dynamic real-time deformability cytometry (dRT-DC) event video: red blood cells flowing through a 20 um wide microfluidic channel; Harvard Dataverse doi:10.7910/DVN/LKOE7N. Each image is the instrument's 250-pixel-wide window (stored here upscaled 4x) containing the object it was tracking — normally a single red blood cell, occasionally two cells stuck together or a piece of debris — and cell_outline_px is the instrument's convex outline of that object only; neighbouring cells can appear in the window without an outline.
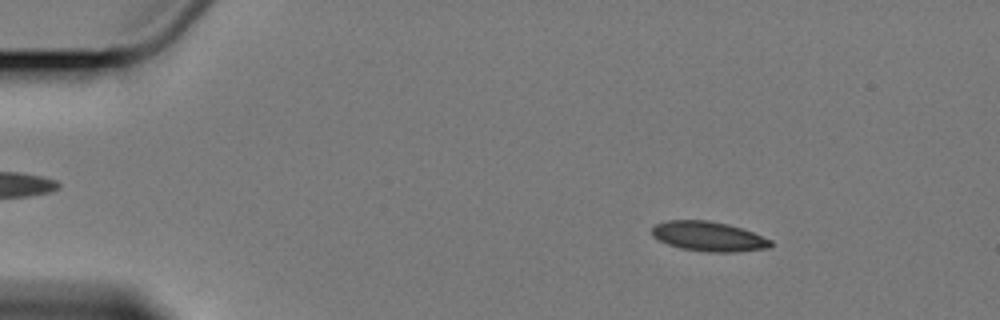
{"species": "Egyptian fruit bat (a non-hibernating species)", "species_latin": "Rousettus aegyptiacus", "temperature_condition": "cold", "stored_images_in_passage": 6, "camera_frame_rate_fps": 3000, "um_per_image_px": 0.085, "animal": {"sex": "female"}, "frame": {"image": 1, "passage_image": 2, "time_ms": 1.333, "image_size_px": [1000, 320], "cell_outline_px": [[772, 244], [768, 248], [736, 252], [708, 252], [680, 248], [668, 244], [652, 236], [652, 228], [656, 224], [668, 220], [708, 220], [728, 224], [752, 232], [772, 240]], "centroid_in_image_um": [60.22, 20.09], "position_along_channel_um": 24.8, "area_um2": 20.46}}
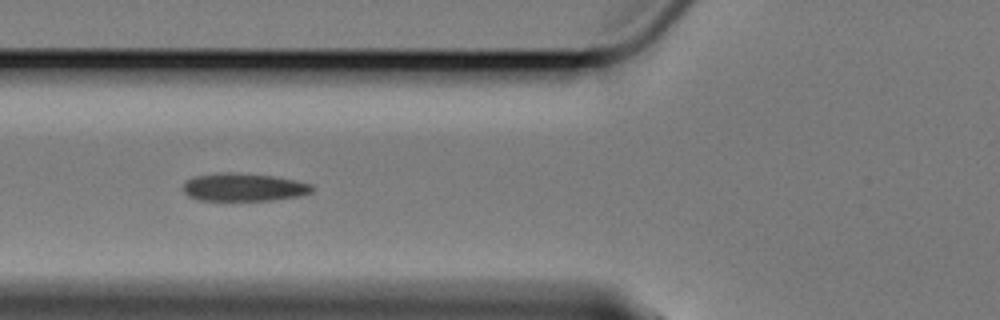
{"frame": {"image": 2, "passage_image": 5, "time_ms": 6.0, "image_size_px": [1000, 320], "cell_outline_px": [[312, 192], [300, 196], [272, 200], [196, 200], [188, 196], [184, 192], [184, 184], [188, 180], [196, 176], [216, 172], [232, 172], [276, 176], [296, 180], [312, 184]], "centroid_in_image_um": [20.73, 15.91], "position_along_channel_um": 105.1, "area_um2": 21.1}}
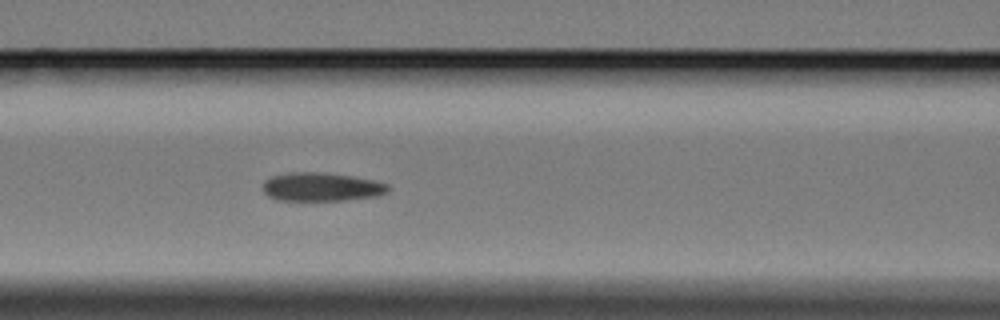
{"frame": {"image": 3, "passage_image": 6, "time_ms": 7.0, "image_size_px": [1000, 320], "cell_outline_px": [[388, 192], [376, 196], [344, 200], [276, 200], [268, 196], [264, 192], [264, 180], [272, 176], [288, 172], [320, 172], [352, 176], [372, 180], [388, 184]], "centroid_in_image_um": [27.29, 15.88], "position_along_channel_um": 139.3, "area_um2": 20.75}}